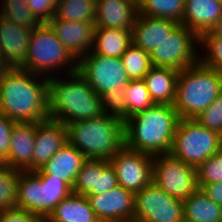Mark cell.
Returning a JSON list of instances; mask_svg holds the SVG:
<instances>
[{
	"instance_id": "cell-41",
	"label": "cell",
	"mask_w": 222,
	"mask_h": 222,
	"mask_svg": "<svg viewBox=\"0 0 222 222\" xmlns=\"http://www.w3.org/2000/svg\"><path fill=\"white\" fill-rule=\"evenodd\" d=\"M198 187L210 200L222 207V182L198 184Z\"/></svg>"
},
{
	"instance_id": "cell-2",
	"label": "cell",
	"mask_w": 222,
	"mask_h": 222,
	"mask_svg": "<svg viewBox=\"0 0 222 222\" xmlns=\"http://www.w3.org/2000/svg\"><path fill=\"white\" fill-rule=\"evenodd\" d=\"M179 120L172 105L154 104L125 122V146L153 157L170 153Z\"/></svg>"
},
{
	"instance_id": "cell-43",
	"label": "cell",
	"mask_w": 222,
	"mask_h": 222,
	"mask_svg": "<svg viewBox=\"0 0 222 222\" xmlns=\"http://www.w3.org/2000/svg\"><path fill=\"white\" fill-rule=\"evenodd\" d=\"M211 31L218 36L222 37V17L217 21L215 26L211 29Z\"/></svg>"
},
{
	"instance_id": "cell-16",
	"label": "cell",
	"mask_w": 222,
	"mask_h": 222,
	"mask_svg": "<svg viewBox=\"0 0 222 222\" xmlns=\"http://www.w3.org/2000/svg\"><path fill=\"white\" fill-rule=\"evenodd\" d=\"M48 24L77 61L92 50L95 22L63 20L54 16Z\"/></svg>"
},
{
	"instance_id": "cell-27",
	"label": "cell",
	"mask_w": 222,
	"mask_h": 222,
	"mask_svg": "<svg viewBox=\"0 0 222 222\" xmlns=\"http://www.w3.org/2000/svg\"><path fill=\"white\" fill-rule=\"evenodd\" d=\"M184 219L193 222H222V207L198 188L183 200Z\"/></svg>"
},
{
	"instance_id": "cell-29",
	"label": "cell",
	"mask_w": 222,
	"mask_h": 222,
	"mask_svg": "<svg viewBox=\"0 0 222 222\" xmlns=\"http://www.w3.org/2000/svg\"><path fill=\"white\" fill-rule=\"evenodd\" d=\"M96 0H59L55 16L58 19L95 22Z\"/></svg>"
},
{
	"instance_id": "cell-34",
	"label": "cell",
	"mask_w": 222,
	"mask_h": 222,
	"mask_svg": "<svg viewBox=\"0 0 222 222\" xmlns=\"http://www.w3.org/2000/svg\"><path fill=\"white\" fill-rule=\"evenodd\" d=\"M125 89H111L101 95L103 113L126 122L130 118L128 106L124 99Z\"/></svg>"
},
{
	"instance_id": "cell-18",
	"label": "cell",
	"mask_w": 222,
	"mask_h": 222,
	"mask_svg": "<svg viewBox=\"0 0 222 222\" xmlns=\"http://www.w3.org/2000/svg\"><path fill=\"white\" fill-rule=\"evenodd\" d=\"M32 29L0 16V54L11 68L24 65Z\"/></svg>"
},
{
	"instance_id": "cell-7",
	"label": "cell",
	"mask_w": 222,
	"mask_h": 222,
	"mask_svg": "<svg viewBox=\"0 0 222 222\" xmlns=\"http://www.w3.org/2000/svg\"><path fill=\"white\" fill-rule=\"evenodd\" d=\"M72 188L57 178H42L37 171H20L17 207L24 208L44 222Z\"/></svg>"
},
{
	"instance_id": "cell-14",
	"label": "cell",
	"mask_w": 222,
	"mask_h": 222,
	"mask_svg": "<svg viewBox=\"0 0 222 222\" xmlns=\"http://www.w3.org/2000/svg\"><path fill=\"white\" fill-rule=\"evenodd\" d=\"M86 197L100 222L134 219L135 194L120 185L100 194H88Z\"/></svg>"
},
{
	"instance_id": "cell-39",
	"label": "cell",
	"mask_w": 222,
	"mask_h": 222,
	"mask_svg": "<svg viewBox=\"0 0 222 222\" xmlns=\"http://www.w3.org/2000/svg\"><path fill=\"white\" fill-rule=\"evenodd\" d=\"M15 122L0 113V162L2 163L9 153L12 126Z\"/></svg>"
},
{
	"instance_id": "cell-38",
	"label": "cell",
	"mask_w": 222,
	"mask_h": 222,
	"mask_svg": "<svg viewBox=\"0 0 222 222\" xmlns=\"http://www.w3.org/2000/svg\"><path fill=\"white\" fill-rule=\"evenodd\" d=\"M33 16L41 23H48L55 16L59 0H26Z\"/></svg>"
},
{
	"instance_id": "cell-15",
	"label": "cell",
	"mask_w": 222,
	"mask_h": 222,
	"mask_svg": "<svg viewBox=\"0 0 222 222\" xmlns=\"http://www.w3.org/2000/svg\"><path fill=\"white\" fill-rule=\"evenodd\" d=\"M117 185V174L109 160L87 159L77 174L72 192L84 196L100 194Z\"/></svg>"
},
{
	"instance_id": "cell-44",
	"label": "cell",
	"mask_w": 222,
	"mask_h": 222,
	"mask_svg": "<svg viewBox=\"0 0 222 222\" xmlns=\"http://www.w3.org/2000/svg\"><path fill=\"white\" fill-rule=\"evenodd\" d=\"M124 222H142V221L136 220V219H130V220H127V221H124Z\"/></svg>"
},
{
	"instance_id": "cell-35",
	"label": "cell",
	"mask_w": 222,
	"mask_h": 222,
	"mask_svg": "<svg viewBox=\"0 0 222 222\" xmlns=\"http://www.w3.org/2000/svg\"><path fill=\"white\" fill-rule=\"evenodd\" d=\"M200 45L206 48L205 56L199 57V61L212 69L222 73V37L215 35L211 30L200 36Z\"/></svg>"
},
{
	"instance_id": "cell-32",
	"label": "cell",
	"mask_w": 222,
	"mask_h": 222,
	"mask_svg": "<svg viewBox=\"0 0 222 222\" xmlns=\"http://www.w3.org/2000/svg\"><path fill=\"white\" fill-rule=\"evenodd\" d=\"M130 117L154 105L147 85L142 80H130L125 86V95Z\"/></svg>"
},
{
	"instance_id": "cell-37",
	"label": "cell",
	"mask_w": 222,
	"mask_h": 222,
	"mask_svg": "<svg viewBox=\"0 0 222 222\" xmlns=\"http://www.w3.org/2000/svg\"><path fill=\"white\" fill-rule=\"evenodd\" d=\"M194 120L200 125L222 135V93Z\"/></svg>"
},
{
	"instance_id": "cell-6",
	"label": "cell",
	"mask_w": 222,
	"mask_h": 222,
	"mask_svg": "<svg viewBox=\"0 0 222 222\" xmlns=\"http://www.w3.org/2000/svg\"><path fill=\"white\" fill-rule=\"evenodd\" d=\"M65 66H68L65 76L77 72V60L57 38L51 26L48 23H41L33 28L26 60L21 69L40 77L43 74L42 77L50 78V73L57 72L55 69L60 71V68Z\"/></svg>"
},
{
	"instance_id": "cell-20",
	"label": "cell",
	"mask_w": 222,
	"mask_h": 222,
	"mask_svg": "<svg viewBox=\"0 0 222 222\" xmlns=\"http://www.w3.org/2000/svg\"><path fill=\"white\" fill-rule=\"evenodd\" d=\"M138 14V3L133 0H96L95 28L132 31Z\"/></svg>"
},
{
	"instance_id": "cell-28",
	"label": "cell",
	"mask_w": 222,
	"mask_h": 222,
	"mask_svg": "<svg viewBox=\"0 0 222 222\" xmlns=\"http://www.w3.org/2000/svg\"><path fill=\"white\" fill-rule=\"evenodd\" d=\"M185 0H140L138 13L145 16L165 18L181 24Z\"/></svg>"
},
{
	"instance_id": "cell-22",
	"label": "cell",
	"mask_w": 222,
	"mask_h": 222,
	"mask_svg": "<svg viewBox=\"0 0 222 222\" xmlns=\"http://www.w3.org/2000/svg\"><path fill=\"white\" fill-rule=\"evenodd\" d=\"M179 23L138 13L132 29V42L151 53Z\"/></svg>"
},
{
	"instance_id": "cell-8",
	"label": "cell",
	"mask_w": 222,
	"mask_h": 222,
	"mask_svg": "<svg viewBox=\"0 0 222 222\" xmlns=\"http://www.w3.org/2000/svg\"><path fill=\"white\" fill-rule=\"evenodd\" d=\"M222 148V135L194 119H180L170 153L197 168Z\"/></svg>"
},
{
	"instance_id": "cell-10",
	"label": "cell",
	"mask_w": 222,
	"mask_h": 222,
	"mask_svg": "<svg viewBox=\"0 0 222 222\" xmlns=\"http://www.w3.org/2000/svg\"><path fill=\"white\" fill-rule=\"evenodd\" d=\"M200 37L185 25L178 24L151 53V62L156 67H170L178 71L199 62L195 44Z\"/></svg>"
},
{
	"instance_id": "cell-21",
	"label": "cell",
	"mask_w": 222,
	"mask_h": 222,
	"mask_svg": "<svg viewBox=\"0 0 222 222\" xmlns=\"http://www.w3.org/2000/svg\"><path fill=\"white\" fill-rule=\"evenodd\" d=\"M35 123L15 122L12 126L8 157L2 164L20 171H33Z\"/></svg>"
},
{
	"instance_id": "cell-5",
	"label": "cell",
	"mask_w": 222,
	"mask_h": 222,
	"mask_svg": "<svg viewBox=\"0 0 222 222\" xmlns=\"http://www.w3.org/2000/svg\"><path fill=\"white\" fill-rule=\"evenodd\" d=\"M222 93V73L203 65L179 71L173 104L180 119H195Z\"/></svg>"
},
{
	"instance_id": "cell-36",
	"label": "cell",
	"mask_w": 222,
	"mask_h": 222,
	"mask_svg": "<svg viewBox=\"0 0 222 222\" xmlns=\"http://www.w3.org/2000/svg\"><path fill=\"white\" fill-rule=\"evenodd\" d=\"M196 170L198 184L222 182V148L203 161Z\"/></svg>"
},
{
	"instance_id": "cell-45",
	"label": "cell",
	"mask_w": 222,
	"mask_h": 222,
	"mask_svg": "<svg viewBox=\"0 0 222 222\" xmlns=\"http://www.w3.org/2000/svg\"><path fill=\"white\" fill-rule=\"evenodd\" d=\"M182 222H193V221L183 219V221H182Z\"/></svg>"
},
{
	"instance_id": "cell-33",
	"label": "cell",
	"mask_w": 222,
	"mask_h": 222,
	"mask_svg": "<svg viewBox=\"0 0 222 222\" xmlns=\"http://www.w3.org/2000/svg\"><path fill=\"white\" fill-rule=\"evenodd\" d=\"M1 17L18 25L35 28L40 23L33 16L26 0H3Z\"/></svg>"
},
{
	"instance_id": "cell-42",
	"label": "cell",
	"mask_w": 222,
	"mask_h": 222,
	"mask_svg": "<svg viewBox=\"0 0 222 222\" xmlns=\"http://www.w3.org/2000/svg\"><path fill=\"white\" fill-rule=\"evenodd\" d=\"M11 69V66L5 61V58L0 54V82L4 75Z\"/></svg>"
},
{
	"instance_id": "cell-25",
	"label": "cell",
	"mask_w": 222,
	"mask_h": 222,
	"mask_svg": "<svg viewBox=\"0 0 222 222\" xmlns=\"http://www.w3.org/2000/svg\"><path fill=\"white\" fill-rule=\"evenodd\" d=\"M44 222H100L84 195L69 194L62 199Z\"/></svg>"
},
{
	"instance_id": "cell-13",
	"label": "cell",
	"mask_w": 222,
	"mask_h": 222,
	"mask_svg": "<svg viewBox=\"0 0 222 222\" xmlns=\"http://www.w3.org/2000/svg\"><path fill=\"white\" fill-rule=\"evenodd\" d=\"M154 157L124 146L109 163L117 174L118 185L134 194L152 183Z\"/></svg>"
},
{
	"instance_id": "cell-17",
	"label": "cell",
	"mask_w": 222,
	"mask_h": 222,
	"mask_svg": "<svg viewBox=\"0 0 222 222\" xmlns=\"http://www.w3.org/2000/svg\"><path fill=\"white\" fill-rule=\"evenodd\" d=\"M67 142V128L60 121L49 118L35 123L33 171L41 168Z\"/></svg>"
},
{
	"instance_id": "cell-1",
	"label": "cell",
	"mask_w": 222,
	"mask_h": 222,
	"mask_svg": "<svg viewBox=\"0 0 222 222\" xmlns=\"http://www.w3.org/2000/svg\"><path fill=\"white\" fill-rule=\"evenodd\" d=\"M38 76L21 68H11L0 82V113L13 122L48 120L49 80Z\"/></svg>"
},
{
	"instance_id": "cell-30",
	"label": "cell",
	"mask_w": 222,
	"mask_h": 222,
	"mask_svg": "<svg viewBox=\"0 0 222 222\" xmlns=\"http://www.w3.org/2000/svg\"><path fill=\"white\" fill-rule=\"evenodd\" d=\"M130 80H142L153 67L150 53L132 43L121 57Z\"/></svg>"
},
{
	"instance_id": "cell-40",
	"label": "cell",
	"mask_w": 222,
	"mask_h": 222,
	"mask_svg": "<svg viewBox=\"0 0 222 222\" xmlns=\"http://www.w3.org/2000/svg\"><path fill=\"white\" fill-rule=\"evenodd\" d=\"M0 222H41L34 214L24 208L13 207L0 212Z\"/></svg>"
},
{
	"instance_id": "cell-9",
	"label": "cell",
	"mask_w": 222,
	"mask_h": 222,
	"mask_svg": "<svg viewBox=\"0 0 222 222\" xmlns=\"http://www.w3.org/2000/svg\"><path fill=\"white\" fill-rule=\"evenodd\" d=\"M152 182L180 200H185L199 188L196 168L171 153L154 156Z\"/></svg>"
},
{
	"instance_id": "cell-19",
	"label": "cell",
	"mask_w": 222,
	"mask_h": 222,
	"mask_svg": "<svg viewBox=\"0 0 222 222\" xmlns=\"http://www.w3.org/2000/svg\"><path fill=\"white\" fill-rule=\"evenodd\" d=\"M86 160L75 146L67 142L36 171L42 178H57L73 188L77 174Z\"/></svg>"
},
{
	"instance_id": "cell-31",
	"label": "cell",
	"mask_w": 222,
	"mask_h": 222,
	"mask_svg": "<svg viewBox=\"0 0 222 222\" xmlns=\"http://www.w3.org/2000/svg\"><path fill=\"white\" fill-rule=\"evenodd\" d=\"M19 173L0 163V212L17 206Z\"/></svg>"
},
{
	"instance_id": "cell-3",
	"label": "cell",
	"mask_w": 222,
	"mask_h": 222,
	"mask_svg": "<svg viewBox=\"0 0 222 222\" xmlns=\"http://www.w3.org/2000/svg\"><path fill=\"white\" fill-rule=\"evenodd\" d=\"M67 78H48L50 118L66 125L102 115L101 96L89 83L77 72Z\"/></svg>"
},
{
	"instance_id": "cell-4",
	"label": "cell",
	"mask_w": 222,
	"mask_h": 222,
	"mask_svg": "<svg viewBox=\"0 0 222 222\" xmlns=\"http://www.w3.org/2000/svg\"><path fill=\"white\" fill-rule=\"evenodd\" d=\"M66 128L68 142L87 159L109 160L125 146V122L105 113Z\"/></svg>"
},
{
	"instance_id": "cell-11",
	"label": "cell",
	"mask_w": 222,
	"mask_h": 222,
	"mask_svg": "<svg viewBox=\"0 0 222 222\" xmlns=\"http://www.w3.org/2000/svg\"><path fill=\"white\" fill-rule=\"evenodd\" d=\"M77 73L99 96L114 88L125 89L130 81L121 58L104 56L92 50L77 61Z\"/></svg>"
},
{
	"instance_id": "cell-12",
	"label": "cell",
	"mask_w": 222,
	"mask_h": 222,
	"mask_svg": "<svg viewBox=\"0 0 222 222\" xmlns=\"http://www.w3.org/2000/svg\"><path fill=\"white\" fill-rule=\"evenodd\" d=\"M134 219L142 222H182L183 200L169 196L153 182L135 193Z\"/></svg>"
},
{
	"instance_id": "cell-24",
	"label": "cell",
	"mask_w": 222,
	"mask_h": 222,
	"mask_svg": "<svg viewBox=\"0 0 222 222\" xmlns=\"http://www.w3.org/2000/svg\"><path fill=\"white\" fill-rule=\"evenodd\" d=\"M179 71L170 67L153 66L144 76L154 104L172 105L175 101Z\"/></svg>"
},
{
	"instance_id": "cell-23",
	"label": "cell",
	"mask_w": 222,
	"mask_h": 222,
	"mask_svg": "<svg viewBox=\"0 0 222 222\" xmlns=\"http://www.w3.org/2000/svg\"><path fill=\"white\" fill-rule=\"evenodd\" d=\"M221 17L220 0H185L181 24L200 37L210 31Z\"/></svg>"
},
{
	"instance_id": "cell-26",
	"label": "cell",
	"mask_w": 222,
	"mask_h": 222,
	"mask_svg": "<svg viewBox=\"0 0 222 222\" xmlns=\"http://www.w3.org/2000/svg\"><path fill=\"white\" fill-rule=\"evenodd\" d=\"M132 43V31L95 28L92 51L104 56L121 58Z\"/></svg>"
}]
</instances>
